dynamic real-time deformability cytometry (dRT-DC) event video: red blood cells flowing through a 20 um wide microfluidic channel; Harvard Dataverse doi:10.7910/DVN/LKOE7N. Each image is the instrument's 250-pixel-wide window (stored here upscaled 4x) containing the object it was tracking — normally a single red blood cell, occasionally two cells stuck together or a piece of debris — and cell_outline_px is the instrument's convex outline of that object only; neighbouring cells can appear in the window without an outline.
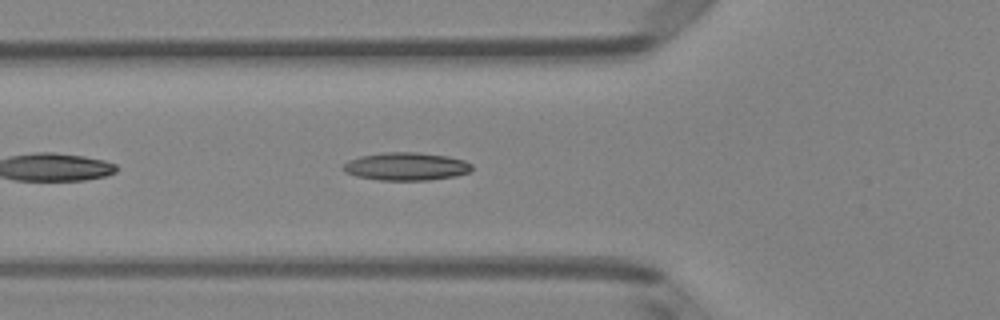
{"species": "Egyptian fruit bat (a non-hibernating species)", "species_latin": "Rousettus aegyptiacus", "temperature_condition": "room temperature", "stored_images_in_passage": 32, "camera_frame_rate_fps": 3000, "um_per_image_px": 0.085, "animal": {"sex": "female"}, "frame": {"image": 1, "passage_image": 5, "time_ms": 1.333, "image_size_px": [1000, 320], "cell_outline_px": [[472, 168], [468, 172], [456, 176], [428, 180], [380, 180], [356, 176], [344, 172], [340, 168], [348, 160], [360, 156], [384, 152], [416, 152], [448, 156], [464, 160], [472, 164]], "centroid_in_image_um": [34.49, 14.14], "position_along_channel_um": 91.3, "area_um2": 21.04}}
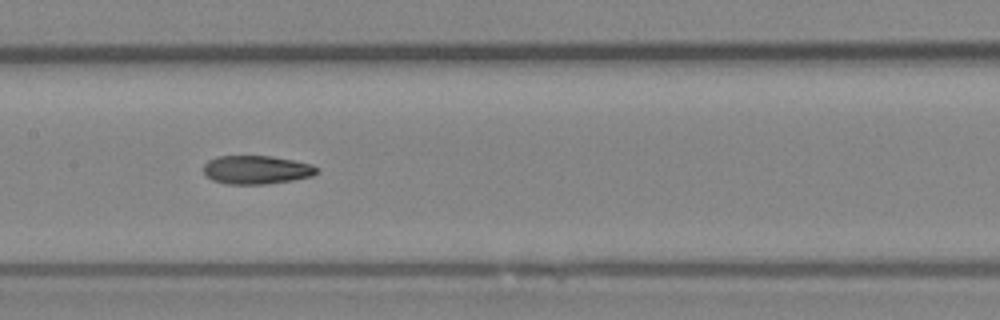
{"frame": {"image": 2, "passage_image": 12, "time_ms": 3.667, "image_size_px": [1000, 320], "cell_outline_px": [[320, 168], [312, 176], [292, 180], [264, 184], [228, 184], [212, 180], [204, 176], [204, 164], [208, 160], [216, 156], [272, 156], [312, 164]], "centroid_in_image_um": [21.77, 14.43], "position_along_channel_um": 185.6, "area_um2": 18.9}}
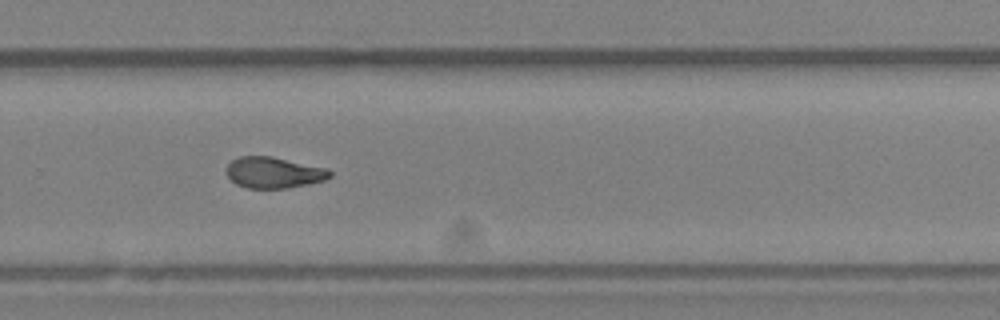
{"frame": {"image": 3, "passage_image": 21, "time_ms": 6.667, "image_size_px": [1000, 320], "cell_outline_px": [[332, 176], [324, 180], [308, 184], [288, 188], [248, 188], [236, 184], [224, 172], [228, 164], [232, 160], [240, 156], [272, 156], [328, 168], [332, 172]], "centroid_in_image_um": [23.27, 14.66], "position_along_channel_um": 306.5, "area_um2": 18.9}, "authors_computed_cell_mechanics": {"area_um2": 19.1029, "velocity_mm_per_s": 4.0463, "shape_relaxation_time_tau1_ms": null, "shape_relaxation_time_tau2_ms": 2.9181, "deformation_change_tau1": null, "deformation_change_tau2": 0.1}}